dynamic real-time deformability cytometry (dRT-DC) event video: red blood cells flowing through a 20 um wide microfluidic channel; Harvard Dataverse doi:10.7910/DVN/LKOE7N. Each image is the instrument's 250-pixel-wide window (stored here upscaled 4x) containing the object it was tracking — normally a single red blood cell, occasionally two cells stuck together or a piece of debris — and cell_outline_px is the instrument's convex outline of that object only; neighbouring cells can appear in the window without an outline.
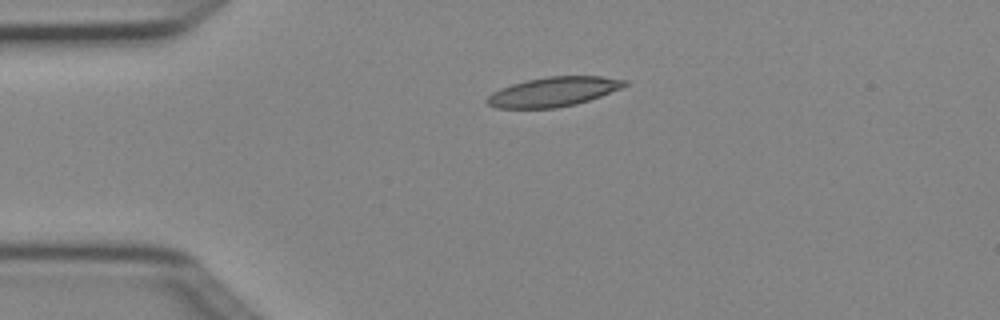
{"species": "Egyptian fruit bat (a non-hibernating species)", "species_latin": "Rousettus aegyptiacus", "temperature_condition": "cold", "stored_images_in_passage": 2, "camera_frame_rate_fps": 3000, "um_per_image_px": 0.085, "animal": {"sex": "female"}, "frame": {"image": 1, "passage_image": 1, "time_ms": 0.0, "image_size_px": [1000, 320], "cell_outline_px": [[628, 84], [620, 88], [600, 96], [576, 104], [556, 108], [496, 108], [488, 104], [484, 100], [492, 92], [500, 88], [512, 84], [528, 80], [548, 76], [600, 76], [628, 80]], "centroid_in_image_um": [47.02, 7.8], "position_along_channel_um": 38.0, "area_um2": 23.52}}